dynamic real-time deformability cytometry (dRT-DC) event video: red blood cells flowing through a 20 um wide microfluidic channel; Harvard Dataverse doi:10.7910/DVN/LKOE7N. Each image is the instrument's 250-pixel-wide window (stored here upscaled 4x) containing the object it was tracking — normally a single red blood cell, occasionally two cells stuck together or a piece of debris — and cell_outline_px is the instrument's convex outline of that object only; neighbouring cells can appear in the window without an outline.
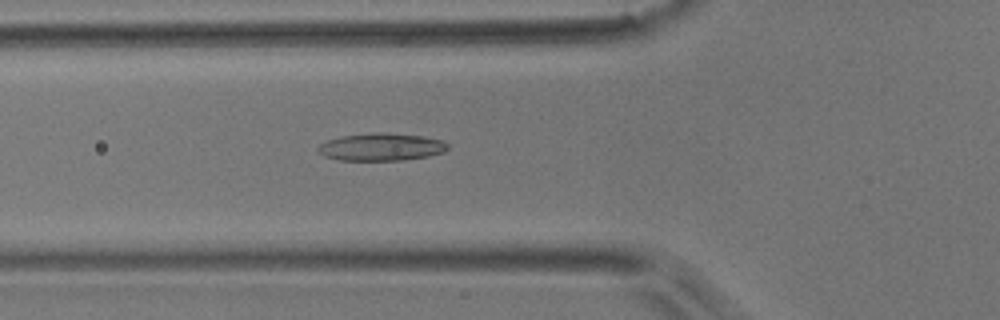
{"species": "common noctule bat (a hibernating species)", "species_latin": "Nyctalus noctula", "temperature_condition": "room temperature", "stored_images_in_passage": 51, "camera_frame_rate_fps": 3000, "um_per_image_px": 0.085, "animal": {"sex": "male", "body_mass_g": 17.9}, "frame": {"image": 1, "passage_image": 18, "time_ms": 5.667, "image_size_px": [1000, 320], "cell_outline_px": [[448, 148], [444, 152], [428, 156], [404, 160], [340, 160], [324, 156], [316, 152], [316, 148], [320, 144], [328, 140], [340, 136], [372, 132], [380, 132], [424, 136], [444, 140], [448, 144]], "centroid_in_image_um": [32.4, 12.48], "position_along_channel_um": 93.4, "area_um2": 21.04}}
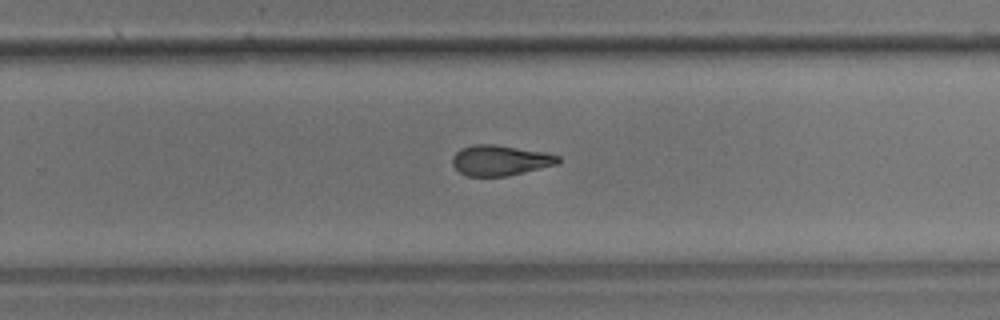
{"frame": {"image": 2, "passage_image": 33, "time_ms": 10.667, "image_size_px": [1000, 320], "cell_outline_px": [[560, 160], [556, 164], [508, 176], [468, 176], [460, 172], [452, 164], [452, 156], [460, 148], [476, 144], [496, 144], [548, 152], [560, 156]], "centroid_in_image_um": [42.52, 13.61], "position_along_channel_um": 287.3, "area_um2": 18.84}}
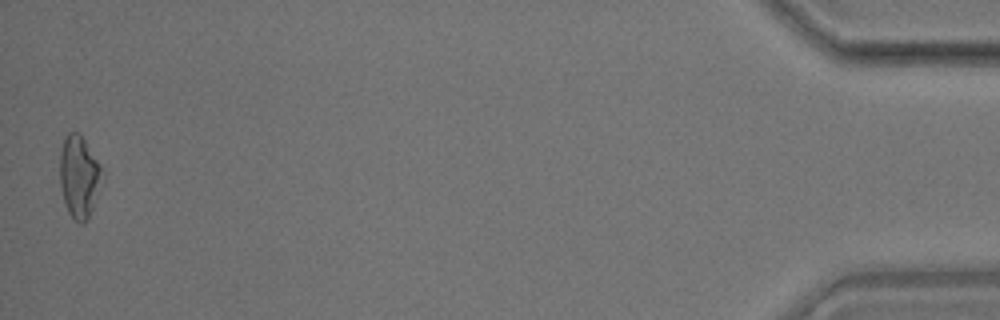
{"frame": {"image": 3, "passage_image": 51, "time_ms": 16.667, "image_size_px": [1000, 320], "cell_outline_px": [[100, 168], [92, 208], [88, 220], [84, 224], [80, 224], [68, 212], [64, 200], [60, 184], [60, 152], [64, 136], [68, 132], [80, 132], [100, 164]], "centroid_in_image_um": [6.65, 14.96], "position_along_channel_um": 428.5, "area_um2": 19.48}, "authors_computed_cell_mechanics": {"area_um2": 19.4786, "velocity_mm_per_s": 3.8688, "shape_relaxation_time_tau1_ms": null, "shape_relaxation_time_tau2_ms": 3.2368, "deformation_change_tau1": null, "deformation_change_tau2": 0.1169}}